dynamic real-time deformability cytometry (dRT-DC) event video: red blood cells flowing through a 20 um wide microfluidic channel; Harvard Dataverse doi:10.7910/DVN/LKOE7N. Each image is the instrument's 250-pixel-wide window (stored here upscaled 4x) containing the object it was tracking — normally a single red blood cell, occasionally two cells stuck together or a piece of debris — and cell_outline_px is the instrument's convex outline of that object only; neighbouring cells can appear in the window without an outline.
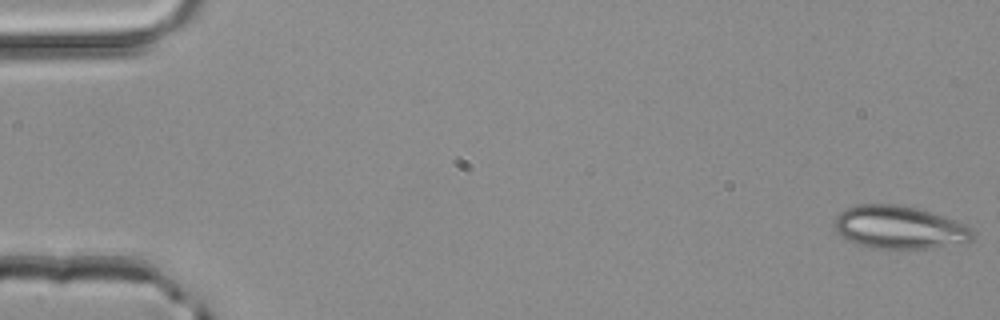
{"species": "common noctule bat (a hibernating species)", "species_latin": "Nyctalus noctula", "temperature_condition": "room temperature", "stored_images_in_passage": 4, "camera_frame_rate_fps": 3000, "um_per_image_px": 0.085, "animal": {"sex": "male", "body_mass_g": 20.4}, "frame": {"image": 1, "passage_image": 1, "time_ms": 0.0, "image_size_px": [1000, 320], "cell_outline_px": [[972, 240], [964, 244], [932, 248], [872, 248], [848, 240], [840, 236], [836, 232], [832, 224], [832, 220], [840, 212], [856, 204], [896, 204], [916, 208], [964, 224], [972, 228]], "centroid_in_image_um": [76.4, 19.33], "position_along_channel_um": 8.6, "area_um2": 34.56}}